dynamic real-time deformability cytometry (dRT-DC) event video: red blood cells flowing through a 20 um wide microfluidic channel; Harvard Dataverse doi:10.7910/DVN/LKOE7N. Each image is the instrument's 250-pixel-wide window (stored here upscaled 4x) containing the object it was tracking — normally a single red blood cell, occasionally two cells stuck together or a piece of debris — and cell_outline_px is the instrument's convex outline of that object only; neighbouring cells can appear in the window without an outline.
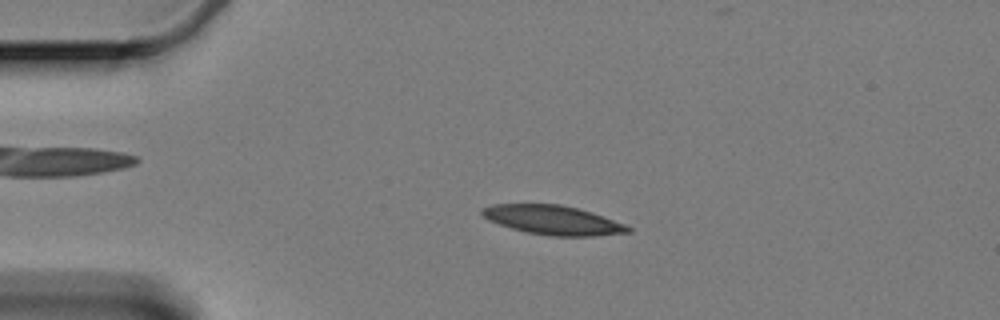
{"species": "Egyptian fruit bat (a non-hibernating species)", "species_latin": "Rousettus aegyptiacus", "temperature_condition": "cold", "stored_images_in_passage": 59, "camera_frame_rate_fps": 3000, "um_per_image_px": 0.085, "animal": {"sex": "female"}, "frame": {"image": 1, "passage_image": 12, "time_ms": 3.667, "image_size_px": [1000, 320], "cell_outline_px": [[632, 232], [592, 236], [548, 236], [524, 232], [488, 220], [480, 212], [484, 208], [492, 204], [560, 204], [592, 212], [624, 224], [632, 228]], "centroid_in_image_um": [47.0, 18.71], "position_along_channel_um": 38.0, "area_um2": 24.74}}
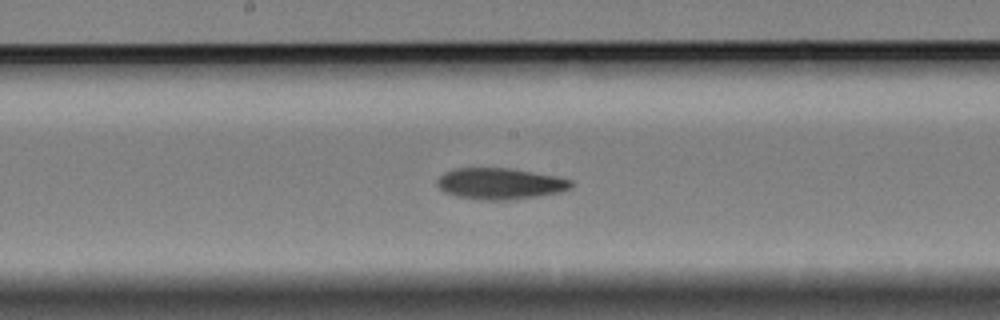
{"frame": {"image": 2, "passage_image": 30, "time_ms": 9.667, "image_size_px": [1000, 320], "cell_outline_px": [[572, 184], [568, 188], [560, 192], [540, 196], [504, 200], [480, 200], [456, 196], [444, 192], [436, 184], [436, 180], [444, 172], [456, 168], [508, 168], [556, 176], [572, 180]], "centroid_in_image_um": [42.46, 15.61], "position_along_channel_um": 205.7, "area_um2": 24.33}}
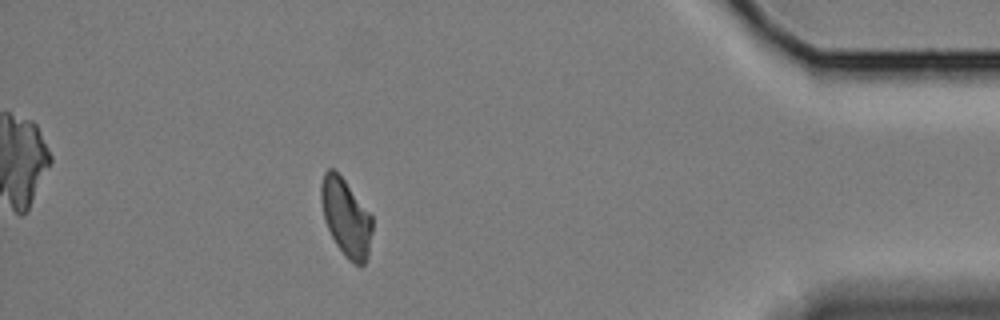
{"frame": {"image": 3, "passage_image": 52, "time_ms": 17.0, "image_size_px": [1000, 320], "cell_outline_px": [[372, 232], [368, 256], [364, 264], [356, 264], [348, 260], [344, 256], [336, 244], [324, 220], [320, 200], [320, 184], [324, 172], [328, 168], [332, 168], [344, 180], [372, 216]], "centroid_in_image_um": [29.39, 18.49], "position_along_channel_um": 405.8, "area_um2": 23.0}, "authors_computed_cell_mechanics": {"area_um2": 24.276, "velocity_mm_per_s": 3.3361, "shape_relaxation_time_tau1_ms": 10.0577, "shape_relaxation_time_tau2_ms": 7.7358, "deformation_change_tau1": 0.1789, "deformation_change_tau2": 0.153}}